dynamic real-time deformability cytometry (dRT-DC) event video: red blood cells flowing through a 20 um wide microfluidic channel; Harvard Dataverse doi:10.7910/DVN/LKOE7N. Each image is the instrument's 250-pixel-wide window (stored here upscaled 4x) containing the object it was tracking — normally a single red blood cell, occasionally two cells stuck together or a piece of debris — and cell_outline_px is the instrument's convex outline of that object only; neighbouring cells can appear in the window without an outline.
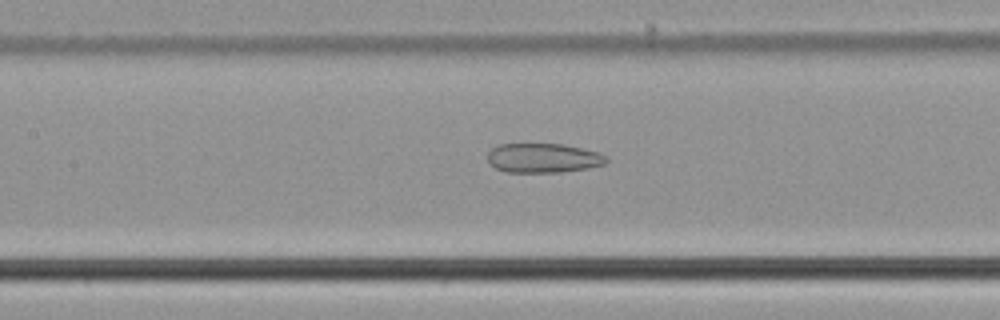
{"species": "common noctule bat (a hibernating species)", "species_latin": "Nyctalus noctula", "temperature_condition": "cold", "stored_images_in_passage": 40, "camera_frame_rate_fps": 3000, "um_per_image_px": 0.085, "animal": {"sex": "male", "body_mass_g": 21.5, "forearm_length_mm": 52.0}, "frame": {"image": 1, "passage_image": 21, "time_ms": 6.667, "image_size_px": [1000, 320], "cell_outline_px": [[608, 160], [604, 164], [588, 168], [560, 172], [504, 172], [496, 168], [488, 160], [488, 152], [492, 148], [500, 144], [564, 144], [596, 152], [608, 156]], "centroid_in_image_um": [46.17, 13.43], "position_along_channel_um": 161.2, "area_um2": 20.23}}
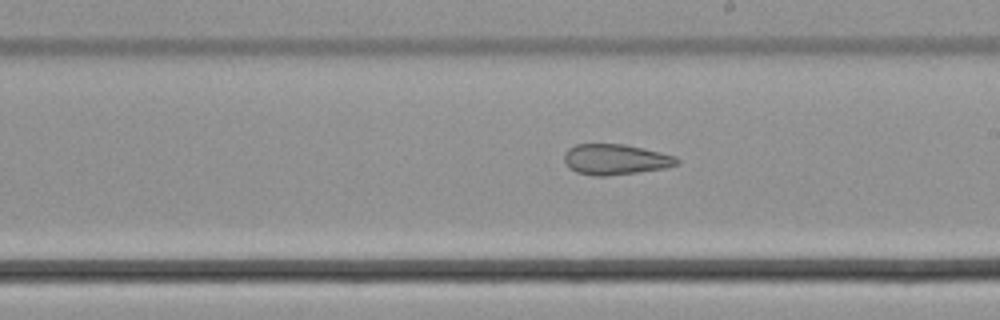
{"frame": {"image": 2, "passage_image": 27, "time_ms": 8.667, "image_size_px": [1000, 320], "cell_outline_px": [[680, 164], [664, 168], [636, 172], [604, 176], [592, 176], [576, 172], [568, 168], [564, 160], [564, 152], [568, 148], [576, 144], [624, 144], [644, 148], [676, 156], [680, 160]], "centroid_in_image_um": [52.3, 13.55], "position_along_channel_um": 236.7, "area_um2": 20.23}}
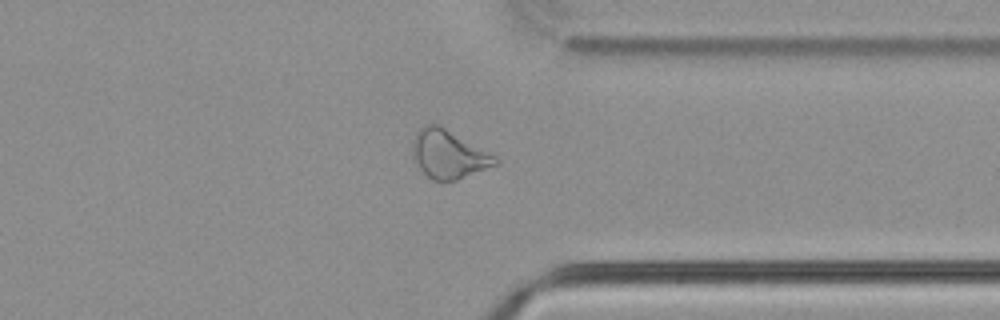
{"frame": {"image": 3, "passage_image": 38, "time_ms": 12.333, "image_size_px": [1000, 320], "cell_outline_px": [[500, 160], [496, 164], [456, 180], [432, 180], [420, 168], [412, 156], [412, 144], [416, 132], [424, 124], [436, 124], [444, 128], [496, 156]], "centroid_in_image_um": [38.09, 13.11], "position_along_channel_um": 373.3, "area_um2": 22.72}}